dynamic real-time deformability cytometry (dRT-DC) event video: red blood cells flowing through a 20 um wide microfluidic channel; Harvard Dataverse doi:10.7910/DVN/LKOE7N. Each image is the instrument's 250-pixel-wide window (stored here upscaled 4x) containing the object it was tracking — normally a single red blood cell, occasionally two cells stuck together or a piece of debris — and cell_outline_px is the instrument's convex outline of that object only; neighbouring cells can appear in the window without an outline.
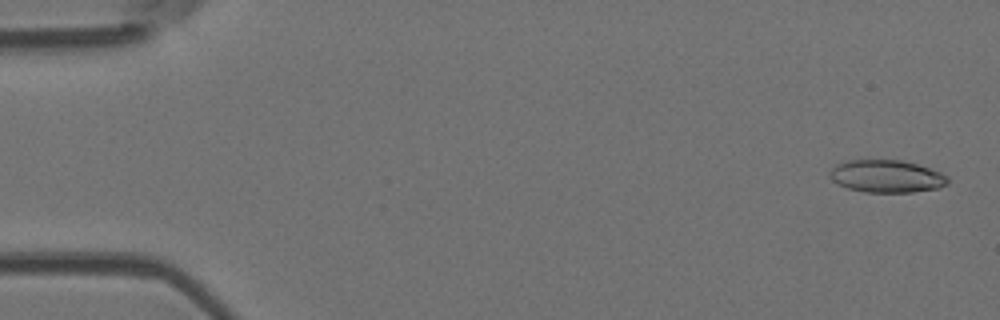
{"species": "Egyptian fruit bat (a non-hibernating species)", "species_latin": "Rousettus aegyptiacus", "temperature_condition": "room temperature", "stored_images_in_passage": 5, "camera_frame_rate_fps": 3000, "um_per_image_px": 0.085, "animal": {"sex": "female"}, "frame": {"image": 1, "passage_image": 1, "time_ms": 0.0, "image_size_px": [1000, 320], "cell_outline_px": [[948, 184], [940, 188], [912, 192], [864, 192], [848, 188], [832, 180], [832, 168], [836, 164], [848, 160], [900, 160], [916, 164], [940, 172], [948, 176]], "centroid_in_image_um": [75.4, 14.99], "position_along_channel_um": 9.6, "area_um2": 22.14}}